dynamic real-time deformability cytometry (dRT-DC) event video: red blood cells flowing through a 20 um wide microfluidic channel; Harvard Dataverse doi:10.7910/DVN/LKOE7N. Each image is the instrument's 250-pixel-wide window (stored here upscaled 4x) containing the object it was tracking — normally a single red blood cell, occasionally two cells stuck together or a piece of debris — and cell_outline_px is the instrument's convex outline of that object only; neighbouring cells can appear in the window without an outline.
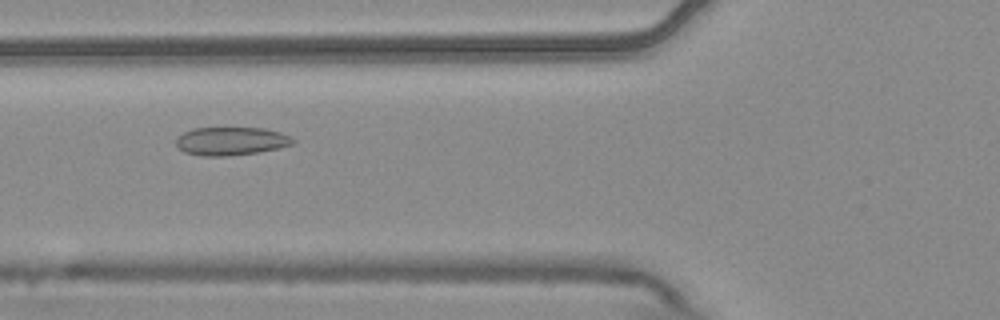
{"species": "common noctule bat (a hibernating species)", "species_latin": "Nyctalus noctula", "temperature_condition": "warm", "stored_images_in_passage": 6, "camera_frame_rate_fps": 3000, "um_per_image_px": 0.085, "animal": {"sex": "male", "body_mass_g": 20.4}, "frame": {"image": 1, "passage_image": 6, "time_ms": 1.667, "image_size_px": [1000, 320], "cell_outline_px": [[296, 140], [292, 144], [276, 148], [256, 152], [228, 156], [200, 156], [184, 152], [176, 144], [176, 136], [192, 128], [264, 128], [280, 132]], "centroid_in_image_um": [19.59, 11.99], "position_along_channel_um": 106.2, "area_um2": 19.13}}